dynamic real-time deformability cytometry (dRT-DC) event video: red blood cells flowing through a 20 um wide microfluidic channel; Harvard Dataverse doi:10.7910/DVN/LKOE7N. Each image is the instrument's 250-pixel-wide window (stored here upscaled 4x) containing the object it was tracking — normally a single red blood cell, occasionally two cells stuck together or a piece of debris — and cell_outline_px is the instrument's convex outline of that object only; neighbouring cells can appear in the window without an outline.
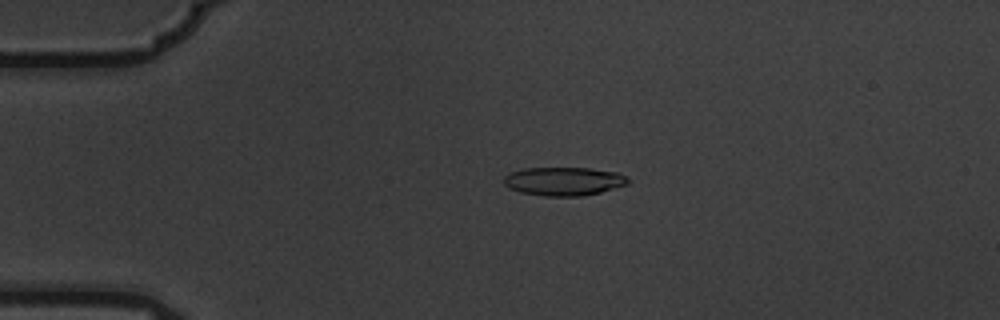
{"species": "common noctule bat (a hibernating species)", "species_latin": "Nyctalus noctula", "temperature_condition": "warm", "stored_images_in_passage": 3, "camera_frame_rate_fps": 3000, "um_per_image_px": 0.085, "animal": {"sex": "male", "body_mass_g": 19.5, "forearm_length_mm": 54.6}, "frame": {"image": 1, "passage_image": 2, "time_ms": 0.333, "image_size_px": [1000, 320], "cell_outline_px": [[632, 180], [628, 184], [600, 192], [580, 196], [544, 196], [520, 192], [508, 188], [504, 184], [504, 176], [508, 172], [524, 168], [592, 168], [616, 172]], "centroid_in_image_um": [47.9, 15.4], "position_along_channel_um": 37.1, "area_um2": 20.75}}